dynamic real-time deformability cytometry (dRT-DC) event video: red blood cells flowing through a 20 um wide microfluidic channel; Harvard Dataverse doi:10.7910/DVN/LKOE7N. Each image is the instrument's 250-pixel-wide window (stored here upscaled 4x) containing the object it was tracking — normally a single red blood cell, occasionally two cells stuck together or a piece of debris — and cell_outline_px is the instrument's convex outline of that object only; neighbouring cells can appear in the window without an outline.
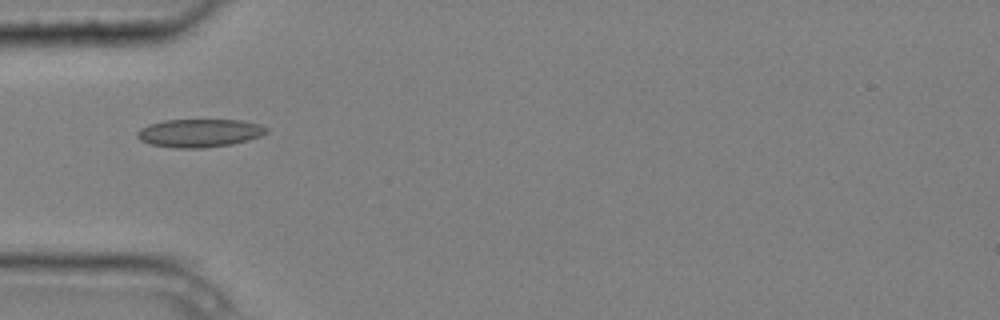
{"species": "common noctule bat (a hibernating species)", "species_latin": "Nyctalus noctula", "temperature_condition": "cold", "stored_images_in_passage": 5, "camera_frame_rate_fps": 3000, "um_per_image_px": 0.085, "animal": {"sex": "male", "body_mass_g": 20.4}, "frame": {"image": 1, "passage_image": 5, "time_ms": 1.333, "image_size_px": [1000, 320], "cell_outline_px": [[268, 132], [260, 136], [248, 140], [232, 144], [204, 148], [176, 148], [148, 144], [140, 140], [136, 136], [136, 132], [140, 128], [148, 124], [164, 120], [240, 120], [260, 124], [268, 128]], "centroid_in_image_um": [16.93, 11.31], "position_along_channel_um": 68.1, "area_um2": 21.39}}